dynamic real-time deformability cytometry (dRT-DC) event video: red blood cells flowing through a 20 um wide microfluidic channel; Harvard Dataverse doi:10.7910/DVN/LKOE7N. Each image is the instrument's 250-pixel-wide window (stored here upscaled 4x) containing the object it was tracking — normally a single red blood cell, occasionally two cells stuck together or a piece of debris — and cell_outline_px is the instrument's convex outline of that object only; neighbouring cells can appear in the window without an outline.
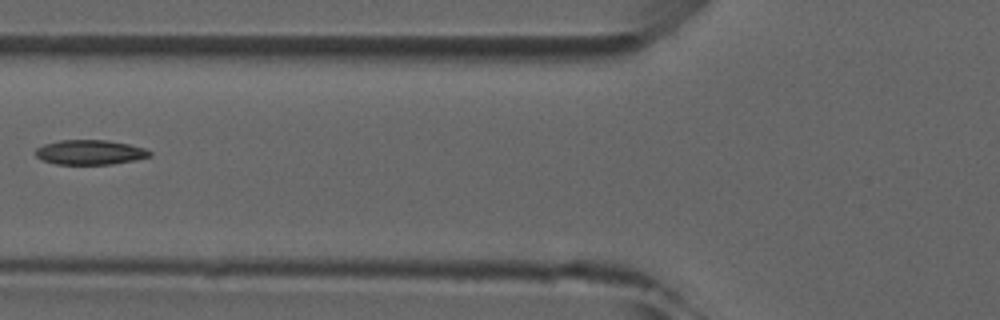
{"species": "common noctule bat (a hibernating species)", "species_latin": "Nyctalus noctula", "temperature_condition": "room temperature", "stored_images_in_passage": 4, "camera_frame_rate_fps": 3000, "um_per_image_px": 0.085, "animal": {"sex": "male", "forearm_length_mm": 52.5}, "frame": {"image": 1, "passage_image": 4, "time_ms": 3.333, "image_size_px": [1000, 320], "cell_outline_px": [[152, 156], [136, 160], [112, 164], [56, 164], [44, 160], [36, 156], [36, 148], [44, 144], [60, 140], [108, 140], [128, 144], [144, 148], [152, 152]], "centroid_in_image_um": [7.68, 12.94], "position_along_channel_um": 118.1, "area_um2": 16.42}}